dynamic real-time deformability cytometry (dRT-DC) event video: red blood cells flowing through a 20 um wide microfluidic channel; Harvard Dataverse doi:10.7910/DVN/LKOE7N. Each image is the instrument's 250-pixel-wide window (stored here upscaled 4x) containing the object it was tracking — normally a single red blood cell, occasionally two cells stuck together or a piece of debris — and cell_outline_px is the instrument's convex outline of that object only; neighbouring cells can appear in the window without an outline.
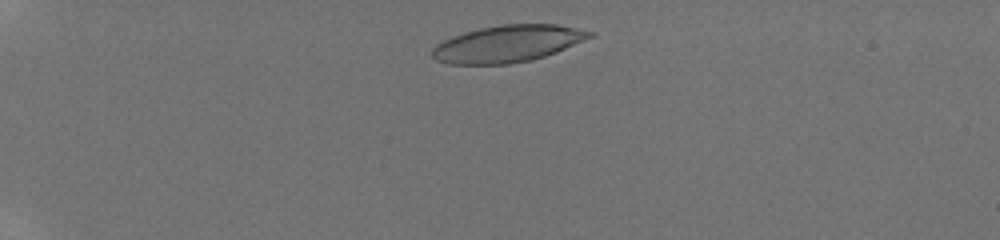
{"species": "human", "species_latin": "Homo sapiens", "temperature_condition": "room temperature", "stored_images_in_passage": 38, "camera_frame_rate_fps": 3000, "um_per_image_px": 0.085, "donor": {"sex": "male"}, "frame": {"image": 1, "passage_image": 4, "time_ms": 1.0, "image_size_px": [1000, 240], "cell_outline_px": [[596, 36], [556, 52], [532, 60], [508, 64], [448, 64], [436, 60], [432, 56], [432, 48], [436, 44], [452, 36], [464, 32], [480, 28], [504, 24], [556, 24], [596, 32]], "centroid_in_image_um": [43.18, 3.71], "position_along_channel_um": 41.8, "area_um2": 33.99}}
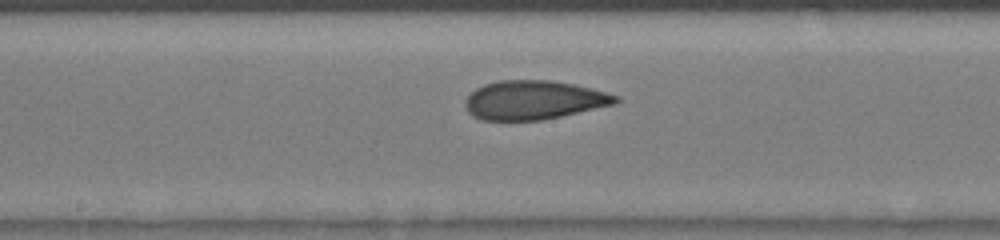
{"frame": {"image": 2, "passage_image": 19, "time_ms": 6.0, "image_size_px": [1000, 240], "cell_outline_px": [[620, 100], [616, 104], [560, 116], [540, 120], [480, 120], [472, 116], [468, 112], [464, 104], [464, 100], [476, 88], [484, 84], [500, 80], [552, 80], [592, 88], [608, 92], [620, 96]], "centroid_in_image_um": [45.37, 8.5], "position_along_channel_um": 202.8, "area_um2": 34.28}}
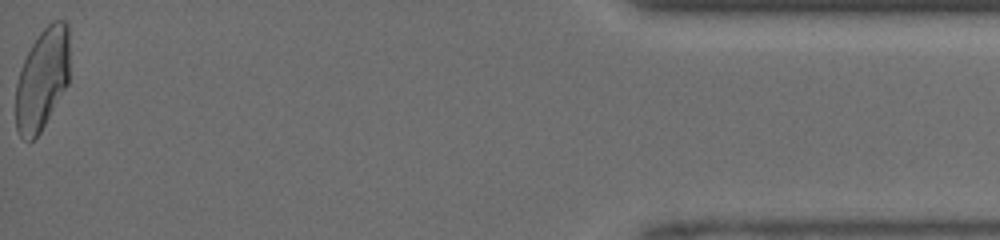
{"frame": {"image": 3, "passage_image": 38, "time_ms": 12.333, "image_size_px": [1000, 240], "cell_outline_px": [[68, 84], [40, 132], [32, 140], [24, 140], [20, 136], [16, 128], [16, 84], [20, 68], [32, 44], [40, 32], [52, 20], [64, 20], [68, 24]], "centroid_in_image_um": [3.58, 6.72], "position_along_channel_um": 431.6, "area_um2": 31.73}}